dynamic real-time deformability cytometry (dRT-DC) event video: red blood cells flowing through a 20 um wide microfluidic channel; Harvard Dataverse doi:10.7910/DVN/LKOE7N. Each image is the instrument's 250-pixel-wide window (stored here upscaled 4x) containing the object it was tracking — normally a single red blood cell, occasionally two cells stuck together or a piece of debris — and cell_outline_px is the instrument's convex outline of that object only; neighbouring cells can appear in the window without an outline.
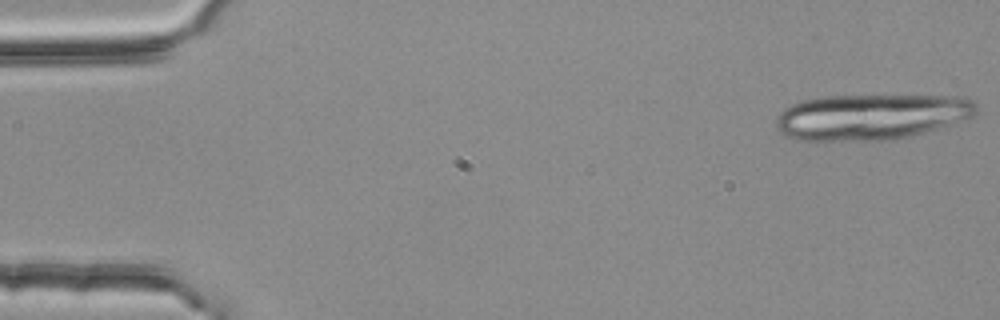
{"species": "common noctule bat (a hibernating species)", "species_latin": "Nyctalus noctula", "temperature_condition": "room temperature", "stored_images_in_passage": 19, "camera_frame_rate_fps": 3000, "um_per_image_px": 0.085, "animal": {"sex": "female", "body_mass_g": 25.1}, "frame": {"image": 1, "passage_image": 1, "time_ms": 0.0, "image_size_px": [1000, 320], "cell_outline_px": [[980, 108], [972, 116], [924, 132], [888, 140], [796, 140], [784, 136], [776, 128], [776, 116], [784, 108], [800, 100], [824, 96], [956, 96], [972, 100]], "centroid_in_image_um": [73.97, 9.92], "position_along_channel_um": 11.0, "area_um2": 53.12}}